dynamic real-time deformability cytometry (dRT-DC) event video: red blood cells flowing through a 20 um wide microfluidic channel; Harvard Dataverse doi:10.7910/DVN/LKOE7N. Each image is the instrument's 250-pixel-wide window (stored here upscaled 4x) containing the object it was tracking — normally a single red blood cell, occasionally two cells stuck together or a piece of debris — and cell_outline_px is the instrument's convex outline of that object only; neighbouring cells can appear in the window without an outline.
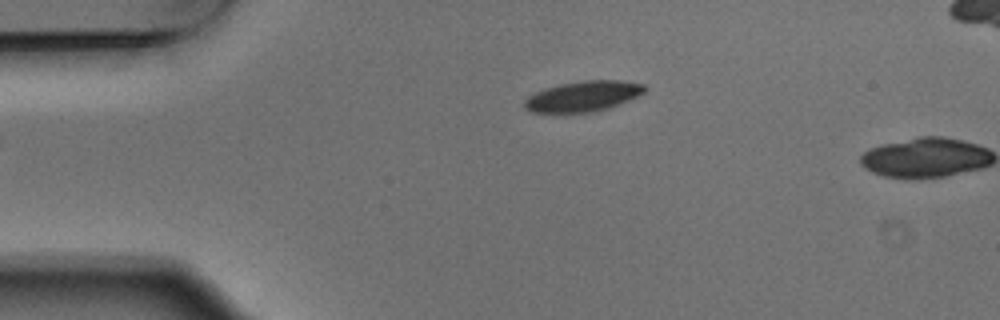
{"species": "Egyptian fruit bat (a non-hibernating species)", "species_latin": "Rousettus aegyptiacus", "temperature_condition": "warm", "stored_images_in_passage": 4, "camera_frame_rate_fps": 3000, "um_per_image_px": 0.085, "animal": {"sex": "male"}, "frame": {"image": 1, "passage_image": 4, "time_ms": 1.0, "image_size_px": [1000, 320], "cell_outline_px": [[648, 88], [644, 92], [628, 100], [608, 108], [588, 112], [532, 112], [524, 108], [524, 100], [528, 96], [536, 92], [560, 84], [584, 80], [616, 80], [644, 84]], "centroid_in_image_um": [49.56, 8.17], "position_along_channel_um": 35.4, "area_um2": 20.98}}